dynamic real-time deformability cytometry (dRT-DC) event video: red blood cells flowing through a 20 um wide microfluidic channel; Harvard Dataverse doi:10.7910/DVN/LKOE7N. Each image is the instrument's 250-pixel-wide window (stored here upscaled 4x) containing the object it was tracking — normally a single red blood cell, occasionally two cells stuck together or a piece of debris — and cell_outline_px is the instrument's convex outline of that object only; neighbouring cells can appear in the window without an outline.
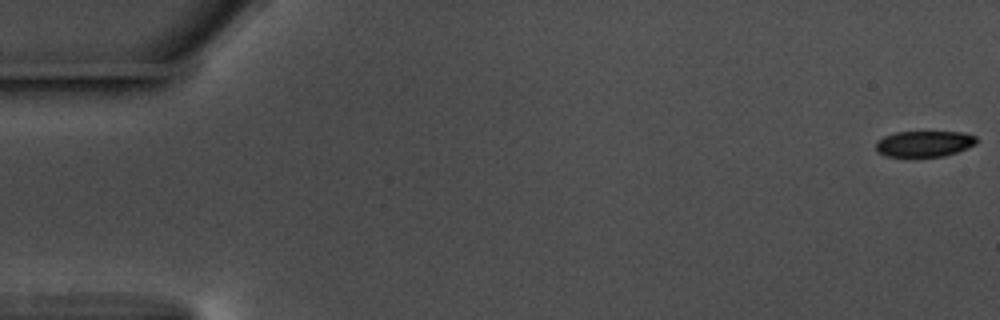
{"species": "common noctule bat (a hibernating species)", "species_latin": "Nyctalus noctula", "temperature_condition": "warm", "stored_images_in_passage": 18, "camera_frame_rate_fps": 3000, "um_per_image_px": 0.085, "animal": {"sex": "male", "body_mass_g": 17.5, "forearm_length_mm": 52.3}, "frame": {"image": 1, "passage_image": 1, "time_ms": 0.0, "image_size_px": [1000, 320], "cell_outline_px": [[980, 140], [976, 144], [968, 148], [944, 156], [884, 156], [876, 148], [876, 140], [884, 136], [896, 132], [964, 132], [976, 136]], "centroid_in_image_um": [78.61, 12.2], "position_along_channel_um": 6.4, "area_um2": 15.26}}
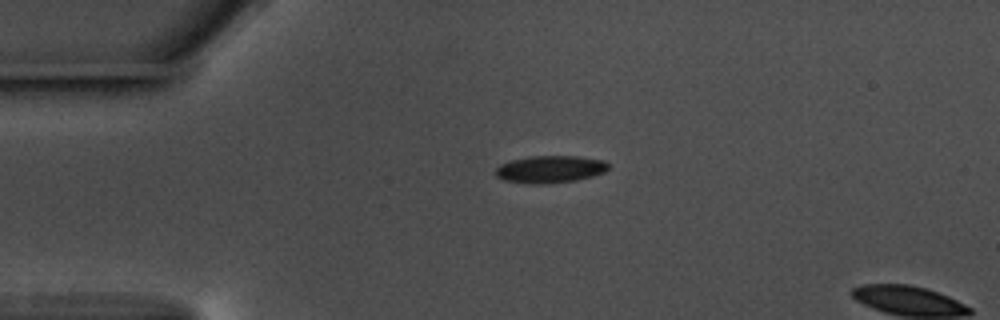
{"frame": {"image": 2, "passage_image": 14, "time_ms": 4.333, "image_size_px": [1000, 320], "cell_outline_px": [[608, 168], [604, 172], [592, 176], [576, 180], [548, 184], [528, 184], [504, 180], [496, 176], [496, 168], [500, 164], [508, 160], [532, 156], [576, 156], [604, 160], [608, 164]], "centroid_in_image_um": [46.73, 14.39], "position_along_channel_um": 38.3, "area_um2": 18.03}}